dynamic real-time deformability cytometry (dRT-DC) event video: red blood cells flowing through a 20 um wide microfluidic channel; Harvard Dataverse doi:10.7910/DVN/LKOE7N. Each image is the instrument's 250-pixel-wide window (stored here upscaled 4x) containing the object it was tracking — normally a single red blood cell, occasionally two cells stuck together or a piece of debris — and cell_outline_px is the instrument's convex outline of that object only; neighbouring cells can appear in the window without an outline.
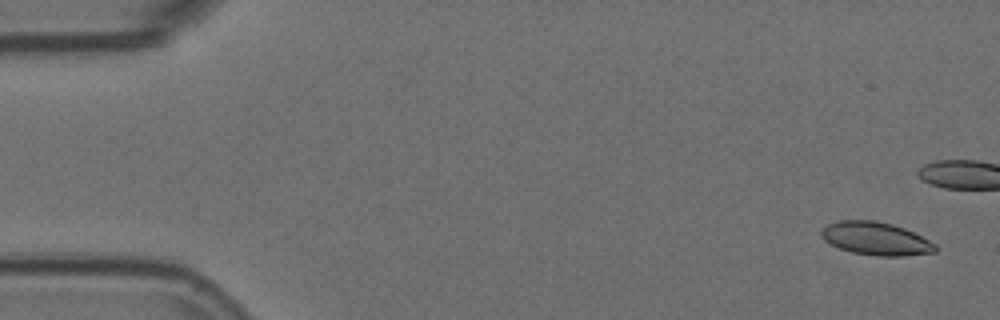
{"species": "Egyptian fruit bat (a non-hibernating species)", "species_latin": "Rousettus aegyptiacus", "temperature_condition": "room temperature", "stored_images_in_passage": 6, "camera_frame_rate_fps": 3000, "um_per_image_px": 0.085, "animal": {"sex": "female"}, "frame": {"image": 1, "passage_image": 1, "time_ms": 0.0, "image_size_px": [1000, 320], "cell_outline_px": [[936, 252], [904, 256], [876, 256], [852, 252], [840, 248], [824, 240], [820, 236], [820, 232], [828, 224], [840, 220], [872, 220], [892, 224], [904, 228], [936, 244]], "centroid_in_image_um": [74.44, 20.28], "position_along_channel_um": 10.6, "area_um2": 21.79}}